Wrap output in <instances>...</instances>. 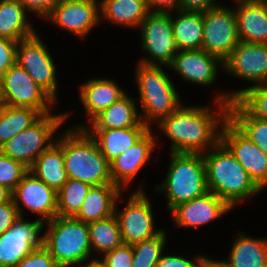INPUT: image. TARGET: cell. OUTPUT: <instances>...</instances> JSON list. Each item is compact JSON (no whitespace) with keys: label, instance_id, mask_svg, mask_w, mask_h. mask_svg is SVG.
<instances>
[{"label":"cell","instance_id":"6da1fadb","mask_svg":"<svg viewBox=\"0 0 267 267\" xmlns=\"http://www.w3.org/2000/svg\"><path fill=\"white\" fill-rule=\"evenodd\" d=\"M232 101L228 93L217 96L218 115L212 113L209 106L180 105L172 114L161 119L159 128L173 143L170 151L201 154L205 150L210 151L220 141L221 127L217 130V125L228 119V105Z\"/></svg>","mask_w":267,"mask_h":267},{"label":"cell","instance_id":"7a4b0ae2","mask_svg":"<svg viewBox=\"0 0 267 267\" xmlns=\"http://www.w3.org/2000/svg\"><path fill=\"white\" fill-rule=\"evenodd\" d=\"M73 129H68L55 140L63 148L68 178L91 186L113 184L110 162L101 153L97 142L84 126Z\"/></svg>","mask_w":267,"mask_h":267},{"label":"cell","instance_id":"3957f363","mask_svg":"<svg viewBox=\"0 0 267 267\" xmlns=\"http://www.w3.org/2000/svg\"><path fill=\"white\" fill-rule=\"evenodd\" d=\"M210 152L203 153L207 189L232 208L262 191L230 150L219 141Z\"/></svg>","mask_w":267,"mask_h":267},{"label":"cell","instance_id":"277c9868","mask_svg":"<svg viewBox=\"0 0 267 267\" xmlns=\"http://www.w3.org/2000/svg\"><path fill=\"white\" fill-rule=\"evenodd\" d=\"M43 235V246L59 267L85 263L91 256L88 223L74 217L56 216Z\"/></svg>","mask_w":267,"mask_h":267},{"label":"cell","instance_id":"5b68a950","mask_svg":"<svg viewBox=\"0 0 267 267\" xmlns=\"http://www.w3.org/2000/svg\"><path fill=\"white\" fill-rule=\"evenodd\" d=\"M170 156V166L165 181L156 187V191L165 192L168 211L208 191L203 154L171 152Z\"/></svg>","mask_w":267,"mask_h":267},{"label":"cell","instance_id":"8992f818","mask_svg":"<svg viewBox=\"0 0 267 267\" xmlns=\"http://www.w3.org/2000/svg\"><path fill=\"white\" fill-rule=\"evenodd\" d=\"M136 82L138 84L142 106V122L151 127V120L156 124L172 114L182 103L179 95L161 65L138 63Z\"/></svg>","mask_w":267,"mask_h":267},{"label":"cell","instance_id":"52a82bcc","mask_svg":"<svg viewBox=\"0 0 267 267\" xmlns=\"http://www.w3.org/2000/svg\"><path fill=\"white\" fill-rule=\"evenodd\" d=\"M67 116L68 113L42 115L33 125L2 144L0 152L30 169L36 158L53 144L51 139Z\"/></svg>","mask_w":267,"mask_h":267},{"label":"cell","instance_id":"ba28073f","mask_svg":"<svg viewBox=\"0 0 267 267\" xmlns=\"http://www.w3.org/2000/svg\"><path fill=\"white\" fill-rule=\"evenodd\" d=\"M54 102L17 63L0 77L1 104L36 109L44 115L50 113L49 105L53 106Z\"/></svg>","mask_w":267,"mask_h":267},{"label":"cell","instance_id":"9c48e42d","mask_svg":"<svg viewBox=\"0 0 267 267\" xmlns=\"http://www.w3.org/2000/svg\"><path fill=\"white\" fill-rule=\"evenodd\" d=\"M140 26L142 49L148 52L152 61L142 58L139 62L168 67L179 51L173 35L171 13L150 12Z\"/></svg>","mask_w":267,"mask_h":267},{"label":"cell","instance_id":"30bf717a","mask_svg":"<svg viewBox=\"0 0 267 267\" xmlns=\"http://www.w3.org/2000/svg\"><path fill=\"white\" fill-rule=\"evenodd\" d=\"M240 42L234 10L218 6L203 13L202 48L224 61Z\"/></svg>","mask_w":267,"mask_h":267},{"label":"cell","instance_id":"8fae6325","mask_svg":"<svg viewBox=\"0 0 267 267\" xmlns=\"http://www.w3.org/2000/svg\"><path fill=\"white\" fill-rule=\"evenodd\" d=\"M16 63L56 101V65L37 33L18 41Z\"/></svg>","mask_w":267,"mask_h":267},{"label":"cell","instance_id":"7c38bea8","mask_svg":"<svg viewBox=\"0 0 267 267\" xmlns=\"http://www.w3.org/2000/svg\"><path fill=\"white\" fill-rule=\"evenodd\" d=\"M220 141L245 168L262 190L267 186V154L245 136L229 119L221 127Z\"/></svg>","mask_w":267,"mask_h":267},{"label":"cell","instance_id":"4fadbf2b","mask_svg":"<svg viewBox=\"0 0 267 267\" xmlns=\"http://www.w3.org/2000/svg\"><path fill=\"white\" fill-rule=\"evenodd\" d=\"M117 211L115 207L124 244L133 245L151 239L163 231L155 230L151 204L142 187L131 194L124 210Z\"/></svg>","mask_w":267,"mask_h":267},{"label":"cell","instance_id":"5bb4252c","mask_svg":"<svg viewBox=\"0 0 267 267\" xmlns=\"http://www.w3.org/2000/svg\"><path fill=\"white\" fill-rule=\"evenodd\" d=\"M44 223L24 221L19 216L9 230L0 235V267H15L25 256L43 245L39 236Z\"/></svg>","mask_w":267,"mask_h":267},{"label":"cell","instance_id":"9a60e30c","mask_svg":"<svg viewBox=\"0 0 267 267\" xmlns=\"http://www.w3.org/2000/svg\"><path fill=\"white\" fill-rule=\"evenodd\" d=\"M12 199L19 216L23 217L20 202L33 213L39 214L44 224L57 216V192L28 171L12 191ZM41 216V217H40Z\"/></svg>","mask_w":267,"mask_h":267},{"label":"cell","instance_id":"2e32d148","mask_svg":"<svg viewBox=\"0 0 267 267\" xmlns=\"http://www.w3.org/2000/svg\"><path fill=\"white\" fill-rule=\"evenodd\" d=\"M232 75L249 80L254 85L267 84V44L240 41L223 61Z\"/></svg>","mask_w":267,"mask_h":267},{"label":"cell","instance_id":"e0dca14e","mask_svg":"<svg viewBox=\"0 0 267 267\" xmlns=\"http://www.w3.org/2000/svg\"><path fill=\"white\" fill-rule=\"evenodd\" d=\"M98 0H62L47 19L79 37L100 22V2Z\"/></svg>","mask_w":267,"mask_h":267},{"label":"cell","instance_id":"ac0fdd59","mask_svg":"<svg viewBox=\"0 0 267 267\" xmlns=\"http://www.w3.org/2000/svg\"><path fill=\"white\" fill-rule=\"evenodd\" d=\"M231 209L232 207L225 200L207 191L202 196L178 204L170 213L177 226L187 228L208 224Z\"/></svg>","mask_w":267,"mask_h":267},{"label":"cell","instance_id":"d6986e66","mask_svg":"<svg viewBox=\"0 0 267 267\" xmlns=\"http://www.w3.org/2000/svg\"><path fill=\"white\" fill-rule=\"evenodd\" d=\"M219 62L223 67L221 59L203 49L181 50L168 67H172L185 81L208 86L216 80Z\"/></svg>","mask_w":267,"mask_h":267},{"label":"cell","instance_id":"ffe728a7","mask_svg":"<svg viewBox=\"0 0 267 267\" xmlns=\"http://www.w3.org/2000/svg\"><path fill=\"white\" fill-rule=\"evenodd\" d=\"M156 142L150 129L130 149L112 160L110 162V173L113 184L123 190L122 188H125L138 174L139 170L147 164Z\"/></svg>","mask_w":267,"mask_h":267},{"label":"cell","instance_id":"44dd1931","mask_svg":"<svg viewBox=\"0 0 267 267\" xmlns=\"http://www.w3.org/2000/svg\"><path fill=\"white\" fill-rule=\"evenodd\" d=\"M234 10L240 41L267 44V3L239 2Z\"/></svg>","mask_w":267,"mask_h":267},{"label":"cell","instance_id":"7402d4cb","mask_svg":"<svg viewBox=\"0 0 267 267\" xmlns=\"http://www.w3.org/2000/svg\"><path fill=\"white\" fill-rule=\"evenodd\" d=\"M121 191L114 184L91 186L74 218L90 223L113 215Z\"/></svg>","mask_w":267,"mask_h":267},{"label":"cell","instance_id":"603a6c76","mask_svg":"<svg viewBox=\"0 0 267 267\" xmlns=\"http://www.w3.org/2000/svg\"><path fill=\"white\" fill-rule=\"evenodd\" d=\"M126 93L109 79H92L80 87V99L90 122Z\"/></svg>","mask_w":267,"mask_h":267},{"label":"cell","instance_id":"cb8c5ba5","mask_svg":"<svg viewBox=\"0 0 267 267\" xmlns=\"http://www.w3.org/2000/svg\"><path fill=\"white\" fill-rule=\"evenodd\" d=\"M228 260H212L218 267H267V238L238 234Z\"/></svg>","mask_w":267,"mask_h":267},{"label":"cell","instance_id":"d4e9b609","mask_svg":"<svg viewBox=\"0 0 267 267\" xmlns=\"http://www.w3.org/2000/svg\"><path fill=\"white\" fill-rule=\"evenodd\" d=\"M151 127H129L123 129H86L97 142L101 153L111 162L130 149Z\"/></svg>","mask_w":267,"mask_h":267},{"label":"cell","instance_id":"484cf974","mask_svg":"<svg viewBox=\"0 0 267 267\" xmlns=\"http://www.w3.org/2000/svg\"><path fill=\"white\" fill-rule=\"evenodd\" d=\"M132 97L124 95L91 121L90 129H123L129 127H149L137 112Z\"/></svg>","mask_w":267,"mask_h":267},{"label":"cell","instance_id":"4316f807","mask_svg":"<svg viewBox=\"0 0 267 267\" xmlns=\"http://www.w3.org/2000/svg\"><path fill=\"white\" fill-rule=\"evenodd\" d=\"M53 142L36 158L29 171L58 192L68 181V176L64 166L63 148L56 141Z\"/></svg>","mask_w":267,"mask_h":267},{"label":"cell","instance_id":"83f0119b","mask_svg":"<svg viewBox=\"0 0 267 267\" xmlns=\"http://www.w3.org/2000/svg\"><path fill=\"white\" fill-rule=\"evenodd\" d=\"M99 4L100 19L127 27H140L150 13L145 0H103Z\"/></svg>","mask_w":267,"mask_h":267},{"label":"cell","instance_id":"f1b7e54d","mask_svg":"<svg viewBox=\"0 0 267 267\" xmlns=\"http://www.w3.org/2000/svg\"><path fill=\"white\" fill-rule=\"evenodd\" d=\"M26 13L18 0H0V37L18 42L34 35Z\"/></svg>","mask_w":267,"mask_h":267},{"label":"cell","instance_id":"f546056e","mask_svg":"<svg viewBox=\"0 0 267 267\" xmlns=\"http://www.w3.org/2000/svg\"><path fill=\"white\" fill-rule=\"evenodd\" d=\"M179 16H172V29L176 45L181 50H198L203 41V13L177 10Z\"/></svg>","mask_w":267,"mask_h":267},{"label":"cell","instance_id":"4dcf8cb0","mask_svg":"<svg viewBox=\"0 0 267 267\" xmlns=\"http://www.w3.org/2000/svg\"><path fill=\"white\" fill-rule=\"evenodd\" d=\"M41 116L36 109L0 103V146L33 125Z\"/></svg>","mask_w":267,"mask_h":267},{"label":"cell","instance_id":"1f68e13d","mask_svg":"<svg viewBox=\"0 0 267 267\" xmlns=\"http://www.w3.org/2000/svg\"><path fill=\"white\" fill-rule=\"evenodd\" d=\"M228 119L267 154V120L252 116L237 100L228 105Z\"/></svg>","mask_w":267,"mask_h":267},{"label":"cell","instance_id":"d6a6232c","mask_svg":"<svg viewBox=\"0 0 267 267\" xmlns=\"http://www.w3.org/2000/svg\"><path fill=\"white\" fill-rule=\"evenodd\" d=\"M91 250L103 255L123 244L118 219L115 215L88 223Z\"/></svg>","mask_w":267,"mask_h":267},{"label":"cell","instance_id":"836d02e7","mask_svg":"<svg viewBox=\"0 0 267 267\" xmlns=\"http://www.w3.org/2000/svg\"><path fill=\"white\" fill-rule=\"evenodd\" d=\"M91 185L68 178L57 192V216L74 217L87 196Z\"/></svg>","mask_w":267,"mask_h":267},{"label":"cell","instance_id":"e575fe53","mask_svg":"<svg viewBox=\"0 0 267 267\" xmlns=\"http://www.w3.org/2000/svg\"><path fill=\"white\" fill-rule=\"evenodd\" d=\"M229 96L237 100L252 116L267 120V84L253 85L232 92Z\"/></svg>","mask_w":267,"mask_h":267},{"label":"cell","instance_id":"d590c367","mask_svg":"<svg viewBox=\"0 0 267 267\" xmlns=\"http://www.w3.org/2000/svg\"><path fill=\"white\" fill-rule=\"evenodd\" d=\"M166 242V233L163 230L155 237L137 242L132 245V267H156Z\"/></svg>","mask_w":267,"mask_h":267},{"label":"cell","instance_id":"8d00e7d4","mask_svg":"<svg viewBox=\"0 0 267 267\" xmlns=\"http://www.w3.org/2000/svg\"><path fill=\"white\" fill-rule=\"evenodd\" d=\"M28 171L22 163L0 152V184L13 191Z\"/></svg>","mask_w":267,"mask_h":267},{"label":"cell","instance_id":"74e56055","mask_svg":"<svg viewBox=\"0 0 267 267\" xmlns=\"http://www.w3.org/2000/svg\"><path fill=\"white\" fill-rule=\"evenodd\" d=\"M15 267H59L50 252L42 245L25 256Z\"/></svg>","mask_w":267,"mask_h":267},{"label":"cell","instance_id":"f35d334b","mask_svg":"<svg viewBox=\"0 0 267 267\" xmlns=\"http://www.w3.org/2000/svg\"><path fill=\"white\" fill-rule=\"evenodd\" d=\"M103 260L108 267H132V245L123 243L116 249L105 253Z\"/></svg>","mask_w":267,"mask_h":267},{"label":"cell","instance_id":"ab89813d","mask_svg":"<svg viewBox=\"0 0 267 267\" xmlns=\"http://www.w3.org/2000/svg\"><path fill=\"white\" fill-rule=\"evenodd\" d=\"M195 259L196 261L194 262L181 256H164L162 254L156 267H206L212 260L204 256H198Z\"/></svg>","mask_w":267,"mask_h":267},{"label":"cell","instance_id":"60d3db41","mask_svg":"<svg viewBox=\"0 0 267 267\" xmlns=\"http://www.w3.org/2000/svg\"><path fill=\"white\" fill-rule=\"evenodd\" d=\"M17 41L0 37V77L16 63Z\"/></svg>","mask_w":267,"mask_h":267},{"label":"cell","instance_id":"b9f144b4","mask_svg":"<svg viewBox=\"0 0 267 267\" xmlns=\"http://www.w3.org/2000/svg\"><path fill=\"white\" fill-rule=\"evenodd\" d=\"M24 7L26 11H31L39 14L41 17L46 19L53 9L62 0H18Z\"/></svg>","mask_w":267,"mask_h":267},{"label":"cell","instance_id":"7bdbcfd3","mask_svg":"<svg viewBox=\"0 0 267 267\" xmlns=\"http://www.w3.org/2000/svg\"><path fill=\"white\" fill-rule=\"evenodd\" d=\"M18 217L19 213L13 199L0 204V235L9 230Z\"/></svg>","mask_w":267,"mask_h":267},{"label":"cell","instance_id":"ee69618b","mask_svg":"<svg viewBox=\"0 0 267 267\" xmlns=\"http://www.w3.org/2000/svg\"><path fill=\"white\" fill-rule=\"evenodd\" d=\"M214 1L215 0H181L179 10L204 13L210 9L220 6Z\"/></svg>","mask_w":267,"mask_h":267},{"label":"cell","instance_id":"f6af8a7d","mask_svg":"<svg viewBox=\"0 0 267 267\" xmlns=\"http://www.w3.org/2000/svg\"><path fill=\"white\" fill-rule=\"evenodd\" d=\"M145 2L149 12H162V13H169L172 9L174 10V8L176 10H179L181 4V0H145Z\"/></svg>","mask_w":267,"mask_h":267},{"label":"cell","instance_id":"bcb514c9","mask_svg":"<svg viewBox=\"0 0 267 267\" xmlns=\"http://www.w3.org/2000/svg\"><path fill=\"white\" fill-rule=\"evenodd\" d=\"M12 200V190L7 186L0 184V204L9 202Z\"/></svg>","mask_w":267,"mask_h":267},{"label":"cell","instance_id":"7dc6e473","mask_svg":"<svg viewBox=\"0 0 267 267\" xmlns=\"http://www.w3.org/2000/svg\"><path fill=\"white\" fill-rule=\"evenodd\" d=\"M81 267H108L107 263L104 260H96L95 258L92 260H90L89 263H87L86 265H81Z\"/></svg>","mask_w":267,"mask_h":267},{"label":"cell","instance_id":"c3c4849f","mask_svg":"<svg viewBox=\"0 0 267 267\" xmlns=\"http://www.w3.org/2000/svg\"><path fill=\"white\" fill-rule=\"evenodd\" d=\"M237 3L239 2H251V1H259V0H235Z\"/></svg>","mask_w":267,"mask_h":267},{"label":"cell","instance_id":"681fc988","mask_svg":"<svg viewBox=\"0 0 267 267\" xmlns=\"http://www.w3.org/2000/svg\"><path fill=\"white\" fill-rule=\"evenodd\" d=\"M206 267H218V266H216L211 260L210 263Z\"/></svg>","mask_w":267,"mask_h":267},{"label":"cell","instance_id":"f907efd6","mask_svg":"<svg viewBox=\"0 0 267 267\" xmlns=\"http://www.w3.org/2000/svg\"><path fill=\"white\" fill-rule=\"evenodd\" d=\"M259 1L264 2V3H267V0H259Z\"/></svg>","mask_w":267,"mask_h":267}]
</instances>
